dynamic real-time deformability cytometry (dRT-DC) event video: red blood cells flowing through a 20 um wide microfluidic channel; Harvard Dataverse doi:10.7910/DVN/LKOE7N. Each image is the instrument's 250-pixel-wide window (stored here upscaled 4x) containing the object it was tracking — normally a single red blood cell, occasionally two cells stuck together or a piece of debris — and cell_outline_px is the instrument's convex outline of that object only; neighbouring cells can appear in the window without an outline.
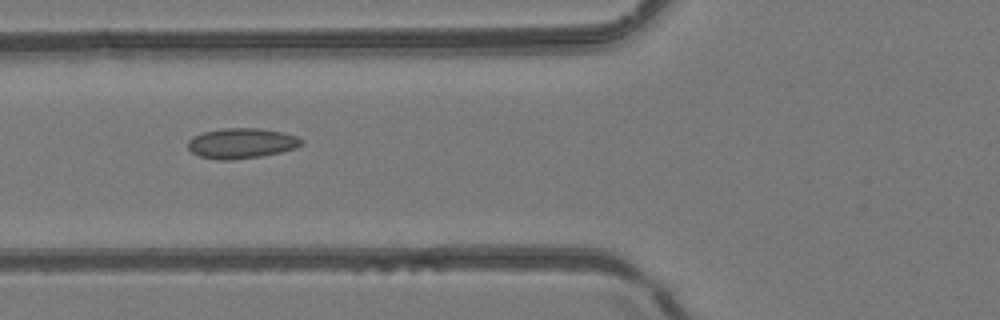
{"species": "common noctule bat (a hibernating species)", "species_latin": "Nyctalus noctula", "temperature_condition": "room temperature", "stored_images_in_passage": 7, "camera_frame_rate_fps": 3000, "um_per_image_px": 0.085, "animal": {"sex": "female", "body_mass_g": 24.6, "forearm_length_mm": 56.2}, "frame": {"image": 1, "passage_image": 6, "time_ms": 5.667, "image_size_px": [1000, 320], "cell_outline_px": [[304, 144], [296, 148], [280, 152], [260, 156], [228, 160], [220, 160], [200, 156], [192, 152], [188, 148], [188, 140], [192, 136], [204, 132], [224, 128], [260, 128], [284, 132], [296, 136], [304, 140]], "centroid_in_image_um": [20.55, 12.17], "position_along_channel_um": 105.2, "area_um2": 20.06}}
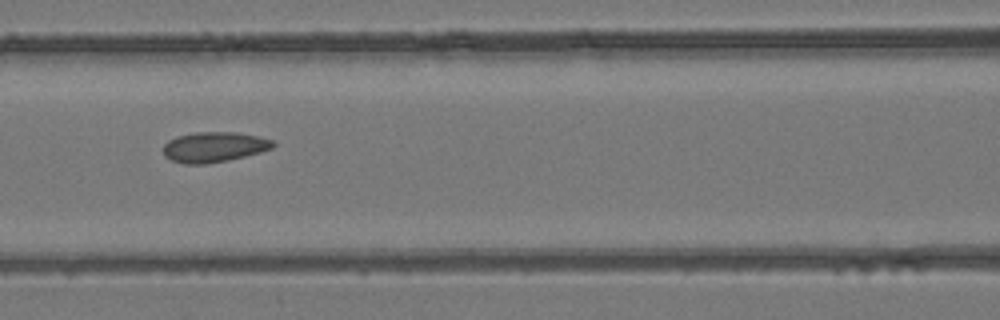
{"frame": {"image": 2, "passage_image": 7, "time_ms": 6.667, "image_size_px": [1000, 320], "cell_outline_px": [[276, 144], [272, 148], [260, 152], [228, 160], [208, 164], [184, 164], [172, 160], [164, 156], [164, 144], [168, 140], [176, 136], [196, 132], [236, 132], [260, 136], [272, 140]], "centroid_in_image_um": [18.19, 12.49], "position_along_channel_um": 148.4, "area_um2": 19.42}}